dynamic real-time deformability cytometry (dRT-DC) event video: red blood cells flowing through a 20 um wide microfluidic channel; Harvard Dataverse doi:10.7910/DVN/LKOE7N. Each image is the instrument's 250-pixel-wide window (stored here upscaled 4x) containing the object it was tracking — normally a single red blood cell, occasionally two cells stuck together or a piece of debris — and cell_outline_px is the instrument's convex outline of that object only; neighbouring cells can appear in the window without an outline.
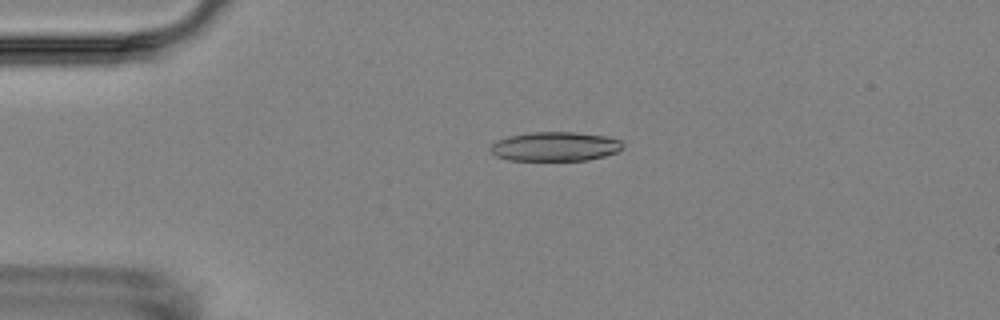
{"species": "Egyptian fruit bat (a non-hibernating species)", "species_latin": "Rousettus aegyptiacus", "temperature_condition": "room temperature", "stored_images_in_passage": 4, "camera_frame_rate_fps": 3000, "um_per_image_px": 0.085, "animal": {"sex": "female"}, "frame": {"image": 1, "passage_image": 3, "time_ms": 3.667, "image_size_px": [1000, 320], "cell_outline_px": [[624, 148], [616, 152], [604, 156], [588, 160], [508, 160], [496, 156], [488, 148], [496, 140], [508, 136], [528, 132], [576, 132], [608, 136], [620, 140], [624, 144]], "centroid_in_image_um": [47.19, 12.44], "position_along_channel_um": 37.8, "area_um2": 22.77}}